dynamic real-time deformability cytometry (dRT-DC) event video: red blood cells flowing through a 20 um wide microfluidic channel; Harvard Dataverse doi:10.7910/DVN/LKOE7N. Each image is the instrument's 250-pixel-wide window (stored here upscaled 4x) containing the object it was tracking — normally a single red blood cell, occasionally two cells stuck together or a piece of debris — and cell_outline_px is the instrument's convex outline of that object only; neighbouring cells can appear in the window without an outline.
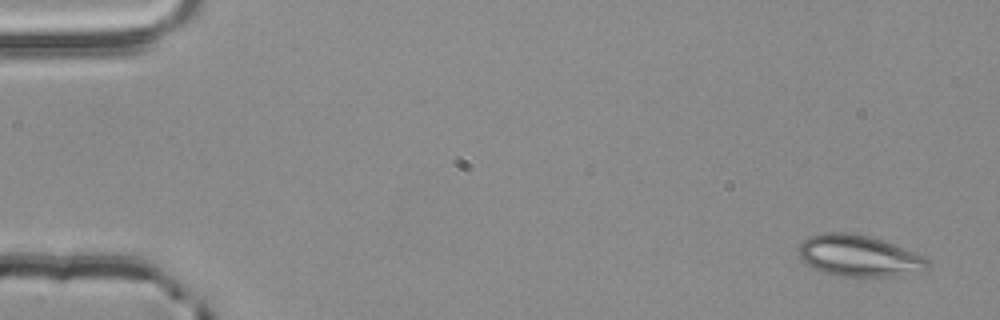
{"species": "common noctule bat (a hibernating species)", "species_latin": "Nyctalus noctula", "temperature_condition": "room temperature", "stored_images_in_passage": 4, "camera_frame_rate_fps": 3000, "um_per_image_px": 0.085, "animal": {"sex": "male", "body_mass_g": 20.4}, "frame": {"image": 1, "passage_image": 1, "time_ms": 0.0, "image_size_px": [1000, 320], "cell_outline_px": [[928, 268], [924, 272], [896, 276], [836, 276], [812, 268], [800, 256], [800, 244], [808, 236], [824, 232], [852, 232], [884, 240], [916, 252], [924, 256], [928, 260]], "centroid_in_image_um": [73.06, 21.74], "position_along_channel_um": 11.9, "area_um2": 31.33}}